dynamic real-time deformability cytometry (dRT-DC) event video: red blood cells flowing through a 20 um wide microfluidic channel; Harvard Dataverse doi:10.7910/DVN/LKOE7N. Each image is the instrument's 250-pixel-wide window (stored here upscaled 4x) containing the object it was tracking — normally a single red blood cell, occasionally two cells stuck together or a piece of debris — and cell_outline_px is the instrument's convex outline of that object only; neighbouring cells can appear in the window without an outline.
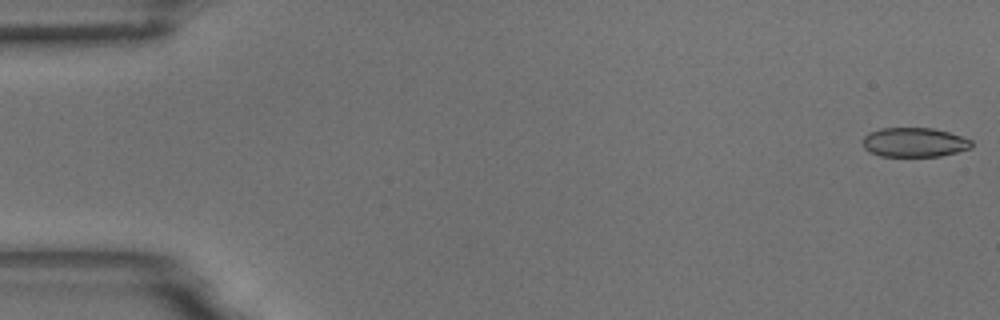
{"species": "common noctule bat (a hibernating species)", "species_latin": "Nyctalus noctula", "temperature_condition": "room temperature", "stored_images_in_passage": 9, "camera_frame_rate_fps": 3000, "um_per_image_px": 0.085, "animal": {"sex": "male", "body_mass_g": 18.8}, "frame": {"image": 1, "passage_image": 1, "time_ms": 0.0, "image_size_px": [1000, 320], "cell_outline_px": [[972, 148], [940, 156], [880, 156], [864, 148], [860, 140], [868, 132], [880, 128], [932, 128], [948, 132], [972, 140]], "centroid_in_image_um": [77.68, 12.09], "position_along_channel_um": 7.3, "area_um2": 18.67}}
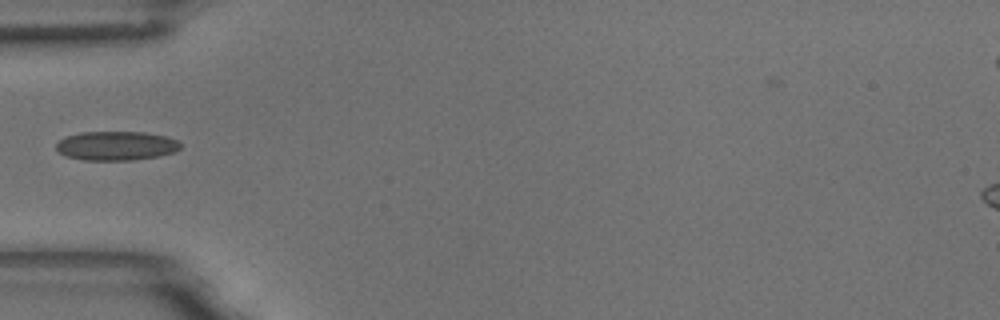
{"frame": {"image": 2, "passage_image": 6, "time_ms": 1.667, "image_size_px": [1000, 320], "cell_outline_px": [[180, 148], [176, 152], [160, 156], [132, 160], [84, 160], [64, 156], [56, 148], [56, 144], [60, 140], [68, 136], [80, 132], [144, 132], [164, 136], [176, 140], [180, 144]], "centroid_in_image_um": [9.88, 12.4], "position_along_channel_um": 75.1, "area_um2": 21.04}}